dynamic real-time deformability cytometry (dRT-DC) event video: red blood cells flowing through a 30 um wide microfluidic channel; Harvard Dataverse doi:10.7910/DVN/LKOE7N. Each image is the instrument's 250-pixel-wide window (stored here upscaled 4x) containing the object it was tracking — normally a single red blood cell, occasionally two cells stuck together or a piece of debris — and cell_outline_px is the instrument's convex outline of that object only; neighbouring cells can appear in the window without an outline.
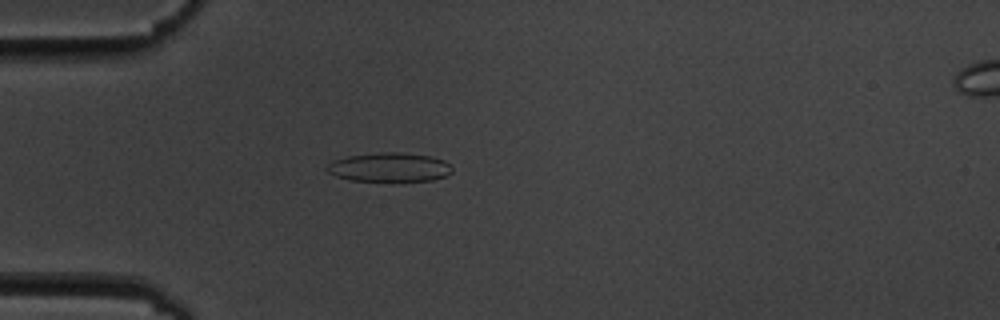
{"species": "common noctule bat (a hibernating species)", "species_latin": "Nyctalus noctula", "temperature_condition": "cold", "stored_images_in_passage": 55, "camera_frame_rate_fps": 3000, "um_per_image_px": 0.085, "animal": {"sex": "male", "body_mass_g": 19.5, "forearm_length_mm": 54.6}, "frame": {"image": 1, "passage_image": 15, "time_ms": 4.667, "image_size_px": [1000, 320], "cell_outline_px": [[452, 172], [448, 176], [432, 180], [392, 184], [352, 180], [336, 176], [328, 172], [324, 168], [332, 160], [348, 156], [380, 152], [396, 152], [428, 156], [444, 160], [452, 168]], "centroid_in_image_um": [33.09, 14.27], "position_along_channel_um": 51.9, "area_um2": 22.08}}
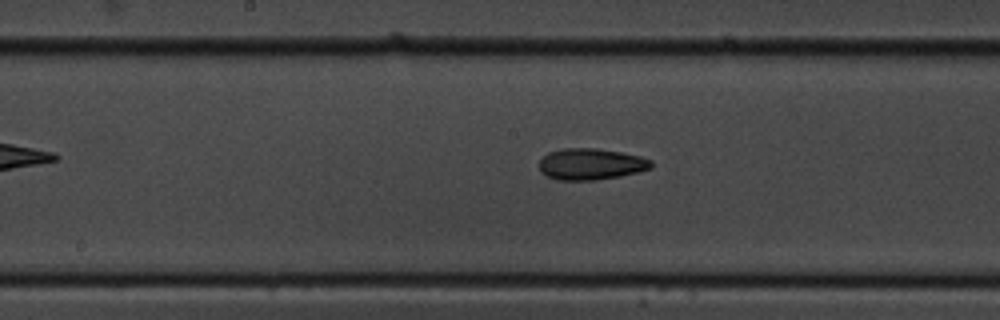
{"frame": {"image": 2, "passage_image": 28, "time_ms": 9.0, "image_size_px": [1000, 320], "cell_outline_px": [[652, 168], [640, 172], [620, 176], [596, 180], [556, 180], [540, 172], [540, 160], [548, 152], [564, 148], [596, 148], [620, 152], [640, 156], [652, 160]], "centroid_in_image_um": [50.24, 13.95], "position_along_channel_um": 198.0, "area_um2": 20.58}}
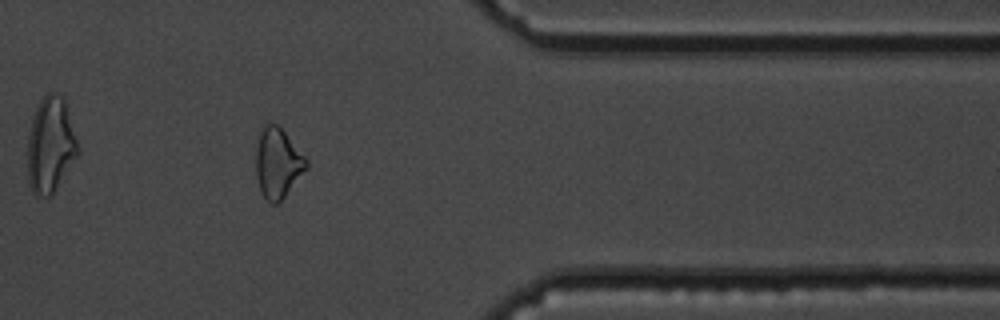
{"frame": {"image": 3, "passage_image": 45, "time_ms": 14.667, "image_size_px": [1000, 320], "cell_outline_px": [[308, 168], [284, 196], [276, 204], [272, 204], [260, 192], [256, 176], [256, 148], [260, 128], [264, 124], [276, 124], [284, 132], [308, 160]], "centroid_in_image_um": [23.59, 13.85], "position_along_channel_um": 387.8, "area_um2": 20.4}, "authors_computed_cell_mechanics": {"area_um2": 20.7502, "velocity_mm_per_s": 3.6188, "shape_relaxation_time_tau1_ms": 7.2789, "shape_relaxation_time_tau2_ms": 4.2581, "deformation_change_tau1": 0.1427, "deformation_change_tau2": 0.1051}}